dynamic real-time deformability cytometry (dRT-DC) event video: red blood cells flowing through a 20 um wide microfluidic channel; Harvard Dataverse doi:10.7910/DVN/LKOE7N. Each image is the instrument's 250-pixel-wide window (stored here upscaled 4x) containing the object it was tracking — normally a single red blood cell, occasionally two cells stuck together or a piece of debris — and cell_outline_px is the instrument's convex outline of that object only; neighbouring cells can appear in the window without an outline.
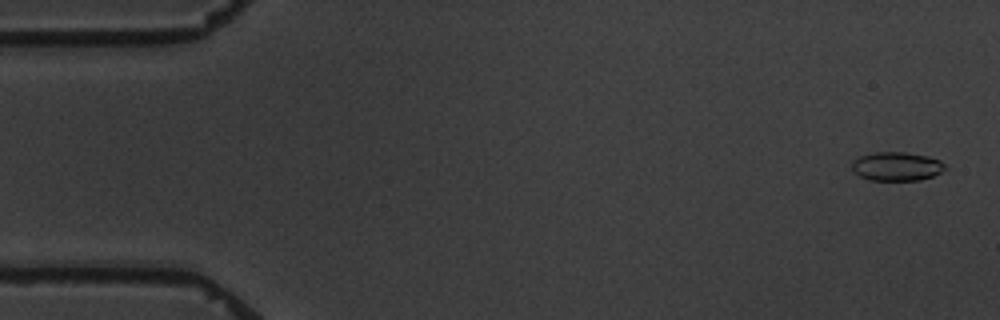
{"species": "common noctule bat (a hibernating species)", "species_latin": "Nyctalus noctula", "temperature_condition": "warm", "stored_images_in_passage": 5, "camera_frame_rate_fps": 3000, "um_per_image_px": 0.085, "animal": {"sex": "male", "body_mass_g": 19.5, "forearm_length_mm": 54.6}, "frame": {"image": 1, "passage_image": 1, "time_ms": 0.0, "image_size_px": [1000, 320], "cell_outline_px": [[948, 168], [932, 176], [920, 180], [868, 180], [852, 172], [852, 160], [860, 156], [876, 152], [904, 152], [928, 156], [940, 160]], "centroid_in_image_um": [76.2, 14.14], "position_along_channel_um": 8.8, "area_um2": 15.72}}
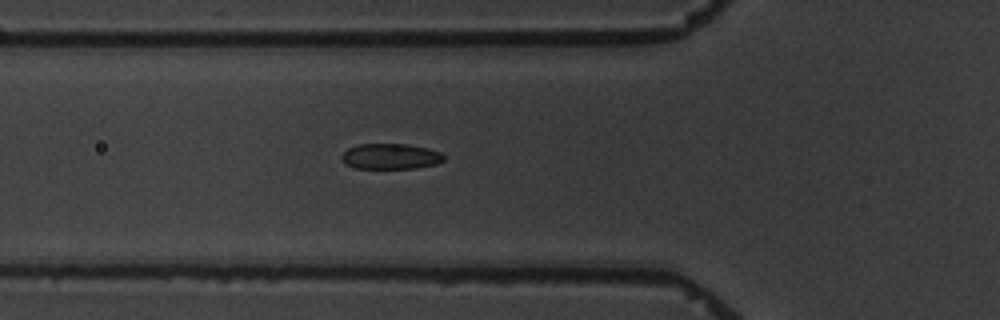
{"frame": {"image": 2, "passage_image": 5, "time_ms": 6.0, "image_size_px": [1000, 320], "cell_outline_px": [[444, 160], [436, 164], [416, 168], [356, 168], [344, 164], [340, 156], [348, 148], [356, 144], [408, 144], [428, 148], [440, 152], [444, 156]], "centroid_in_image_um": [33.17, 13.29], "position_along_channel_um": 92.6, "area_um2": 15.32}}